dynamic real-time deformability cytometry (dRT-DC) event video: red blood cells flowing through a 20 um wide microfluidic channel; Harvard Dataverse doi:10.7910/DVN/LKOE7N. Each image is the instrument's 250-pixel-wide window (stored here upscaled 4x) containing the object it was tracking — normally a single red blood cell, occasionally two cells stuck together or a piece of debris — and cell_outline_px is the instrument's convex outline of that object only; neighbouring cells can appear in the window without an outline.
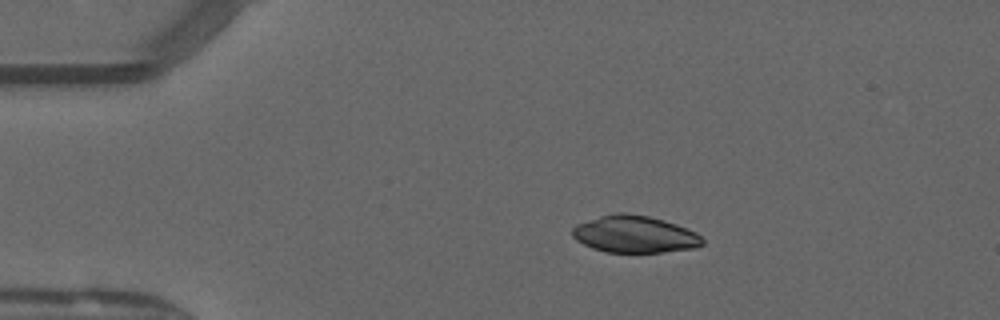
{"species": "common noctule bat (a hibernating species)", "species_latin": "Nyctalus noctula", "temperature_condition": "warm", "stored_images_in_passage": 14, "camera_frame_rate_fps": 3000, "um_per_image_px": 0.085, "animal": {"sex": "male", "forearm_length_mm": 52.5}, "frame": {"image": 1, "passage_image": 8, "time_ms": 2.333, "image_size_px": [1000, 320], "cell_outline_px": [[704, 244], [696, 248], [664, 252], [608, 252], [592, 248], [576, 240], [572, 236], [572, 228], [576, 224], [600, 216], [616, 212], [624, 212], [648, 216], [664, 220], [676, 224], [696, 232], [704, 240]], "centroid_in_image_um": [53.95, 19.91], "position_along_channel_um": 31.0, "area_um2": 28.15}}